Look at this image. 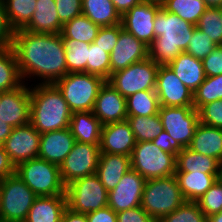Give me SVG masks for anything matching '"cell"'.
<instances>
[{
  "label": "cell",
  "instance_id": "cell-53",
  "mask_svg": "<svg viewBox=\"0 0 222 222\" xmlns=\"http://www.w3.org/2000/svg\"><path fill=\"white\" fill-rule=\"evenodd\" d=\"M116 10L122 16L125 12L133 8L135 5L140 4L144 0H111Z\"/></svg>",
  "mask_w": 222,
  "mask_h": 222
},
{
  "label": "cell",
  "instance_id": "cell-7",
  "mask_svg": "<svg viewBox=\"0 0 222 222\" xmlns=\"http://www.w3.org/2000/svg\"><path fill=\"white\" fill-rule=\"evenodd\" d=\"M176 156L158 148L153 141L136 142L131 158V169L145 180L175 175Z\"/></svg>",
  "mask_w": 222,
  "mask_h": 222
},
{
  "label": "cell",
  "instance_id": "cell-23",
  "mask_svg": "<svg viewBox=\"0 0 222 222\" xmlns=\"http://www.w3.org/2000/svg\"><path fill=\"white\" fill-rule=\"evenodd\" d=\"M36 9L30 22L23 28L33 33H61L63 24L60 22L55 0H37Z\"/></svg>",
  "mask_w": 222,
  "mask_h": 222
},
{
  "label": "cell",
  "instance_id": "cell-8",
  "mask_svg": "<svg viewBox=\"0 0 222 222\" xmlns=\"http://www.w3.org/2000/svg\"><path fill=\"white\" fill-rule=\"evenodd\" d=\"M37 197L17 174L2 179L0 222H24Z\"/></svg>",
  "mask_w": 222,
  "mask_h": 222
},
{
  "label": "cell",
  "instance_id": "cell-49",
  "mask_svg": "<svg viewBox=\"0 0 222 222\" xmlns=\"http://www.w3.org/2000/svg\"><path fill=\"white\" fill-rule=\"evenodd\" d=\"M117 222H156L141 207L127 209L117 213Z\"/></svg>",
  "mask_w": 222,
  "mask_h": 222
},
{
  "label": "cell",
  "instance_id": "cell-48",
  "mask_svg": "<svg viewBox=\"0 0 222 222\" xmlns=\"http://www.w3.org/2000/svg\"><path fill=\"white\" fill-rule=\"evenodd\" d=\"M14 30L10 27L3 0H0V50L12 47Z\"/></svg>",
  "mask_w": 222,
  "mask_h": 222
},
{
  "label": "cell",
  "instance_id": "cell-46",
  "mask_svg": "<svg viewBox=\"0 0 222 222\" xmlns=\"http://www.w3.org/2000/svg\"><path fill=\"white\" fill-rule=\"evenodd\" d=\"M60 22L65 23L82 15V0H55Z\"/></svg>",
  "mask_w": 222,
  "mask_h": 222
},
{
  "label": "cell",
  "instance_id": "cell-47",
  "mask_svg": "<svg viewBox=\"0 0 222 222\" xmlns=\"http://www.w3.org/2000/svg\"><path fill=\"white\" fill-rule=\"evenodd\" d=\"M206 77L222 74V45H217L212 52L202 60Z\"/></svg>",
  "mask_w": 222,
  "mask_h": 222
},
{
  "label": "cell",
  "instance_id": "cell-6",
  "mask_svg": "<svg viewBox=\"0 0 222 222\" xmlns=\"http://www.w3.org/2000/svg\"><path fill=\"white\" fill-rule=\"evenodd\" d=\"M16 174L38 197L66 194L59 166L46 160L35 158L20 163Z\"/></svg>",
  "mask_w": 222,
  "mask_h": 222
},
{
  "label": "cell",
  "instance_id": "cell-28",
  "mask_svg": "<svg viewBox=\"0 0 222 222\" xmlns=\"http://www.w3.org/2000/svg\"><path fill=\"white\" fill-rule=\"evenodd\" d=\"M175 176L184 199L196 202L217 181L219 173L175 172Z\"/></svg>",
  "mask_w": 222,
  "mask_h": 222
},
{
  "label": "cell",
  "instance_id": "cell-59",
  "mask_svg": "<svg viewBox=\"0 0 222 222\" xmlns=\"http://www.w3.org/2000/svg\"><path fill=\"white\" fill-rule=\"evenodd\" d=\"M218 179L222 182V160L219 162V176Z\"/></svg>",
  "mask_w": 222,
  "mask_h": 222
},
{
  "label": "cell",
  "instance_id": "cell-51",
  "mask_svg": "<svg viewBox=\"0 0 222 222\" xmlns=\"http://www.w3.org/2000/svg\"><path fill=\"white\" fill-rule=\"evenodd\" d=\"M88 222H117V213L109 206L86 214Z\"/></svg>",
  "mask_w": 222,
  "mask_h": 222
},
{
  "label": "cell",
  "instance_id": "cell-34",
  "mask_svg": "<svg viewBox=\"0 0 222 222\" xmlns=\"http://www.w3.org/2000/svg\"><path fill=\"white\" fill-rule=\"evenodd\" d=\"M37 0H3L10 27L16 31L23 29L31 20Z\"/></svg>",
  "mask_w": 222,
  "mask_h": 222
},
{
  "label": "cell",
  "instance_id": "cell-50",
  "mask_svg": "<svg viewBox=\"0 0 222 222\" xmlns=\"http://www.w3.org/2000/svg\"><path fill=\"white\" fill-rule=\"evenodd\" d=\"M152 141L158 148L170 154H178L183 149L179 142L164 130Z\"/></svg>",
  "mask_w": 222,
  "mask_h": 222
},
{
  "label": "cell",
  "instance_id": "cell-40",
  "mask_svg": "<svg viewBox=\"0 0 222 222\" xmlns=\"http://www.w3.org/2000/svg\"><path fill=\"white\" fill-rule=\"evenodd\" d=\"M87 73L101 76L105 80L110 78V54L93 42L89 47Z\"/></svg>",
  "mask_w": 222,
  "mask_h": 222
},
{
  "label": "cell",
  "instance_id": "cell-17",
  "mask_svg": "<svg viewBox=\"0 0 222 222\" xmlns=\"http://www.w3.org/2000/svg\"><path fill=\"white\" fill-rule=\"evenodd\" d=\"M15 90L1 92L0 119L13 128L30 123V84Z\"/></svg>",
  "mask_w": 222,
  "mask_h": 222
},
{
  "label": "cell",
  "instance_id": "cell-18",
  "mask_svg": "<svg viewBox=\"0 0 222 222\" xmlns=\"http://www.w3.org/2000/svg\"><path fill=\"white\" fill-rule=\"evenodd\" d=\"M148 58V45L136 39L130 32L123 29L114 49L110 53V76L116 71L127 68L133 63Z\"/></svg>",
  "mask_w": 222,
  "mask_h": 222
},
{
  "label": "cell",
  "instance_id": "cell-38",
  "mask_svg": "<svg viewBox=\"0 0 222 222\" xmlns=\"http://www.w3.org/2000/svg\"><path fill=\"white\" fill-rule=\"evenodd\" d=\"M222 99V74L206 77L204 82L193 92V106H201Z\"/></svg>",
  "mask_w": 222,
  "mask_h": 222
},
{
  "label": "cell",
  "instance_id": "cell-56",
  "mask_svg": "<svg viewBox=\"0 0 222 222\" xmlns=\"http://www.w3.org/2000/svg\"><path fill=\"white\" fill-rule=\"evenodd\" d=\"M207 8H222V0H203Z\"/></svg>",
  "mask_w": 222,
  "mask_h": 222
},
{
  "label": "cell",
  "instance_id": "cell-21",
  "mask_svg": "<svg viewBox=\"0 0 222 222\" xmlns=\"http://www.w3.org/2000/svg\"><path fill=\"white\" fill-rule=\"evenodd\" d=\"M75 143L70 128L41 133L38 158L60 166Z\"/></svg>",
  "mask_w": 222,
  "mask_h": 222
},
{
  "label": "cell",
  "instance_id": "cell-24",
  "mask_svg": "<svg viewBox=\"0 0 222 222\" xmlns=\"http://www.w3.org/2000/svg\"><path fill=\"white\" fill-rule=\"evenodd\" d=\"M66 209V194L37 197L24 222H61Z\"/></svg>",
  "mask_w": 222,
  "mask_h": 222
},
{
  "label": "cell",
  "instance_id": "cell-52",
  "mask_svg": "<svg viewBox=\"0 0 222 222\" xmlns=\"http://www.w3.org/2000/svg\"><path fill=\"white\" fill-rule=\"evenodd\" d=\"M16 174V166L11 161L3 146L0 145V180Z\"/></svg>",
  "mask_w": 222,
  "mask_h": 222
},
{
  "label": "cell",
  "instance_id": "cell-5",
  "mask_svg": "<svg viewBox=\"0 0 222 222\" xmlns=\"http://www.w3.org/2000/svg\"><path fill=\"white\" fill-rule=\"evenodd\" d=\"M107 80L89 73H68L54 84L62 93L70 111H92L99 90Z\"/></svg>",
  "mask_w": 222,
  "mask_h": 222
},
{
  "label": "cell",
  "instance_id": "cell-30",
  "mask_svg": "<svg viewBox=\"0 0 222 222\" xmlns=\"http://www.w3.org/2000/svg\"><path fill=\"white\" fill-rule=\"evenodd\" d=\"M219 173V162L212 157L183 148L176 156V172Z\"/></svg>",
  "mask_w": 222,
  "mask_h": 222
},
{
  "label": "cell",
  "instance_id": "cell-57",
  "mask_svg": "<svg viewBox=\"0 0 222 222\" xmlns=\"http://www.w3.org/2000/svg\"><path fill=\"white\" fill-rule=\"evenodd\" d=\"M207 222H222V211L207 217Z\"/></svg>",
  "mask_w": 222,
  "mask_h": 222
},
{
  "label": "cell",
  "instance_id": "cell-10",
  "mask_svg": "<svg viewBox=\"0 0 222 222\" xmlns=\"http://www.w3.org/2000/svg\"><path fill=\"white\" fill-rule=\"evenodd\" d=\"M159 66L150 58L111 74L107 80L124 98L144 90H155Z\"/></svg>",
  "mask_w": 222,
  "mask_h": 222
},
{
  "label": "cell",
  "instance_id": "cell-32",
  "mask_svg": "<svg viewBox=\"0 0 222 222\" xmlns=\"http://www.w3.org/2000/svg\"><path fill=\"white\" fill-rule=\"evenodd\" d=\"M160 103L155 90L138 91L126 98L127 116H151L159 113Z\"/></svg>",
  "mask_w": 222,
  "mask_h": 222
},
{
  "label": "cell",
  "instance_id": "cell-16",
  "mask_svg": "<svg viewBox=\"0 0 222 222\" xmlns=\"http://www.w3.org/2000/svg\"><path fill=\"white\" fill-rule=\"evenodd\" d=\"M145 182L137 171L130 169L108 192V206L116 213L140 206Z\"/></svg>",
  "mask_w": 222,
  "mask_h": 222
},
{
  "label": "cell",
  "instance_id": "cell-36",
  "mask_svg": "<svg viewBox=\"0 0 222 222\" xmlns=\"http://www.w3.org/2000/svg\"><path fill=\"white\" fill-rule=\"evenodd\" d=\"M136 142L152 141L162 131L163 125L159 114L151 116H127Z\"/></svg>",
  "mask_w": 222,
  "mask_h": 222
},
{
  "label": "cell",
  "instance_id": "cell-15",
  "mask_svg": "<svg viewBox=\"0 0 222 222\" xmlns=\"http://www.w3.org/2000/svg\"><path fill=\"white\" fill-rule=\"evenodd\" d=\"M160 8L159 5L145 1L135 5L121 16L123 29L149 46L156 38L154 20Z\"/></svg>",
  "mask_w": 222,
  "mask_h": 222
},
{
  "label": "cell",
  "instance_id": "cell-44",
  "mask_svg": "<svg viewBox=\"0 0 222 222\" xmlns=\"http://www.w3.org/2000/svg\"><path fill=\"white\" fill-rule=\"evenodd\" d=\"M198 114L199 122L222 129V99L201 106Z\"/></svg>",
  "mask_w": 222,
  "mask_h": 222
},
{
  "label": "cell",
  "instance_id": "cell-11",
  "mask_svg": "<svg viewBox=\"0 0 222 222\" xmlns=\"http://www.w3.org/2000/svg\"><path fill=\"white\" fill-rule=\"evenodd\" d=\"M158 114L163 130L183 148H187L199 123L198 110L194 106H160Z\"/></svg>",
  "mask_w": 222,
  "mask_h": 222
},
{
  "label": "cell",
  "instance_id": "cell-29",
  "mask_svg": "<svg viewBox=\"0 0 222 222\" xmlns=\"http://www.w3.org/2000/svg\"><path fill=\"white\" fill-rule=\"evenodd\" d=\"M82 14L100 27L121 24V15L111 0H82Z\"/></svg>",
  "mask_w": 222,
  "mask_h": 222
},
{
  "label": "cell",
  "instance_id": "cell-37",
  "mask_svg": "<svg viewBox=\"0 0 222 222\" xmlns=\"http://www.w3.org/2000/svg\"><path fill=\"white\" fill-rule=\"evenodd\" d=\"M162 7L195 26L207 9L203 0H167Z\"/></svg>",
  "mask_w": 222,
  "mask_h": 222
},
{
  "label": "cell",
  "instance_id": "cell-54",
  "mask_svg": "<svg viewBox=\"0 0 222 222\" xmlns=\"http://www.w3.org/2000/svg\"><path fill=\"white\" fill-rule=\"evenodd\" d=\"M61 222H88L86 214H80L67 208L62 216Z\"/></svg>",
  "mask_w": 222,
  "mask_h": 222
},
{
  "label": "cell",
  "instance_id": "cell-26",
  "mask_svg": "<svg viewBox=\"0 0 222 222\" xmlns=\"http://www.w3.org/2000/svg\"><path fill=\"white\" fill-rule=\"evenodd\" d=\"M188 148L220 162L222 160V129L199 122Z\"/></svg>",
  "mask_w": 222,
  "mask_h": 222
},
{
  "label": "cell",
  "instance_id": "cell-1",
  "mask_svg": "<svg viewBox=\"0 0 222 222\" xmlns=\"http://www.w3.org/2000/svg\"><path fill=\"white\" fill-rule=\"evenodd\" d=\"M12 48L24 83L32 82L30 79L35 77L41 84H54L68 74L61 33L42 34L19 29L14 31Z\"/></svg>",
  "mask_w": 222,
  "mask_h": 222
},
{
  "label": "cell",
  "instance_id": "cell-13",
  "mask_svg": "<svg viewBox=\"0 0 222 222\" xmlns=\"http://www.w3.org/2000/svg\"><path fill=\"white\" fill-rule=\"evenodd\" d=\"M40 137L41 134L28 123L13 128L2 146L17 167L20 163L38 158Z\"/></svg>",
  "mask_w": 222,
  "mask_h": 222
},
{
  "label": "cell",
  "instance_id": "cell-31",
  "mask_svg": "<svg viewBox=\"0 0 222 222\" xmlns=\"http://www.w3.org/2000/svg\"><path fill=\"white\" fill-rule=\"evenodd\" d=\"M23 84L13 48L0 50V92L15 90Z\"/></svg>",
  "mask_w": 222,
  "mask_h": 222
},
{
  "label": "cell",
  "instance_id": "cell-2",
  "mask_svg": "<svg viewBox=\"0 0 222 222\" xmlns=\"http://www.w3.org/2000/svg\"><path fill=\"white\" fill-rule=\"evenodd\" d=\"M196 26L161 7L154 20V41L148 46V58L158 66H168L185 52Z\"/></svg>",
  "mask_w": 222,
  "mask_h": 222
},
{
  "label": "cell",
  "instance_id": "cell-3",
  "mask_svg": "<svg viewBox=\"0 0 222 222\" xmlns=\"http://www.w3.org/2000/svg\"><path fill=\"white\" fill-rule=\"evenodd\" d=\"M36 83L30 86V123L40 134L69 128L72 112L60 90L55 84Z\"/></svg>",
  "mask_w": 222,
  "mask_h": 222
},
{
  "label": "cell",
  "instance_id": "cell-20",
  "mask_svg": "<svg viewBox=\"0 0 222 222\" xmlns=\"http://www.w3.org/2000/svg\"><path fill=\"white\" fill-rule=\"evenodd\" d=\"M92 113L102 125L127 120L126 98L106 81L99 90Z\"/></svg>",
  "mask_w": 222,
  "mask_h": 222
},
{
  "label": "cell",
  "instance_id": "cell-41",
  "mask_svg": "<svg viewBox=\"0 0 222 222\" xmlns=\"http://www.w3.org/2000/svg\"><path fill=\"white\" fill-rule=\"evenodd\" d=\"M159 222H207V217L200 210L197 202L185 201Z\"/></svg>",
  "mask_w": 222,
  "mask_h": 222
},
{
  "label": "cell",
  "instance_id": "cell-43",
  "mask_svg": "<svg viewBox=\"0 0 222 222\" xmlns=\"http://www.w3.org/2000/svg\"><path fill=\"white\" fill-rule=\"evenodd\" d=\"M216 46L207 34L196 27L185 52L203 60Z\"/></svg>",
  "mask_w": 222,
  "mask_h": 222
},
{
  "label": "cell",
  "instance_id": "cell-25",
  "mask_svg": "<svg viewBox=\"0 0 222 222\" xmlns=\"http://www.w3.org/2000/svg\"><path fill=\"white\" fill-rule=\"evenodd\" d=\"M181 82L194 92L205 80L202 60L182 52L169 65Z\"/></svg>",
  "mask_w": 222,
  "mask_h": 222
},
{
  "label": "cell",
  "instance_id": "cell-14",
  "mask_svg": "<svg viewBox=\"0 0 222 222\" xmlns=\"http://www.w3.org/2000/svg\"><path fill=\"white\" fill-rule=\"evenodd\" d=\"M155 92L160 106H193V92L181 82L169 66H159Z\"/></svg>",
  "mask_w": 222,
  "mask_h": 222
},
{
  "label": "cell",
  "instance_id": "cell-19",
  "mask_svg": "<svg viewBox=\"0 0 222 222\" xmlns=\"http://www.w3.org/2000/svg\"><path fill=\"white\" fill-rule=\"evenodd\" d=\"M136 139L127 120L102 125L100 152L131 156Z\"/></svg>",
  "mask_w": 222,
  "mask_h": 222
},
{
  "label": "cell",
  "instance_id": "cell-45",
  "mask_svg": "<svg viewBox=\"0 0 222 222\" xmlns=\"http://www.w3.org/2000/svg\"><path fill=\"white\" fill-rule=\"evenodd\" d=\"M120 32L121 24L111 27H101L93 43L110 54L117 44Z\"/></svg>",
  "mask_w": 222,
  "mask_h": 222
},
{
  "label": "cell",
  "instance_id": "cell-4",
  "mask_svg": "<svg viewBox=\"0 0 222 222\" xmlns=\"http://www.w3.org/2000/svg\"><path fill=\"white\" fill-rule=\"evenodd\" d=\"M184 199L175 175L146 180L141 207L156 222L181 206Z\"/></svg>",
  "mask_w": 222,
  "mask_h": 222
},
{
  "label": "cell",
  "instance_id": "cell-35",
  "mask_svg": "<svg viewBox=\"0 0 222 222\" xmlns=\"http://www.w3.org/2000/svg\"><path fill=\"white\" fill-rule=\"evenodd\" d=\"M68 73H87L90 43L63 39Z\"/></svg>",
  "mask_w": 222,
  "mask_h": 222
},
{
  "label": "cell",
  "instance_id": "cell-60",
  "mask_svg": "<svg viewBox=\"0 0 222 222\" xmlns=\"http://www.w3.org/2000/svg\"><path fill=\"white\" fill-rule=\"evenodd\" d=\"M0 196H1V180H0Z\"/></svg>",
  "mask_w": 222,
  "mask_h": 222
},
{
  "label": "cell",
  "instance_id": "cell-55",
  "mask_svg": "<svg viewBox=\"0 0 222 222\" xmlns=\"http://www.w3.org/2000/svg\"><path fill=\"white\" fill-rule=\"evenodd\" d=\"M12 129L13 127L10 124L0 119V145H2L4 141L9 137Z\"/></svg>",
  "mask_w": 222,
  "mask_h": 222
},
{
  "label": "cell",
  "instance_id": "cell-42",
  "mask_svg": "<svg viewBox=\"0 0 222 222\" xmlns=\"http://www.w3.org/2000/svg\"><path fill=\"white\" fill-rule=\"evenodd\" d=\"M200 210L209 217L222 211V182L215 183L196 201Z\"/></svg>",
  "mask_w": 222,
  "mask_h": 222
},
{
  "label": "cell",
  "instance_id": "cell-58",
  "mask_svg": "<svg viewBox=\"0 0 222 222\" xmlns=\"http://www.w3.org/2000/svg\"><path fill=\"white\" fill-rule=\"evenodd\" d=\"M144 1L159 5L161 7L167 2V0H144Z\"/></svg>",
  "mask_w": 222,
  "mask_h": 222
},
{
  "label": "cell",
  "instance_id": "cell-22",
  "mask_svg": "<svg viewBox=\"0 0 222 222\" xmlns=\"http://www.w3.org/2000/svg\"><path fill=\"white\" fill-rule=\"evenodd\" d=\"M130 169V156L100 152L96 174L107 192L112 191Z\"/></svg>",
  "mask_w": 222,
  "mask_h": 222
},
{
  "label": "cell",
  "instance_id": "cell-12",
  "mask_svg": "<svg viewBox=\"0 0 222 222\" xmlns=\"http://www.w3.org/2000/svg\"><path fill=\"white\" fill-rule=\"evenodd\" d=\"M100 156L99 144L77 142L59 166L65 186L97 171Z\"/></svg>",
  "mask_w": 222,
  "mask_h": 222
},
{
  "label": "cell",
  "instance_id": "cell-33",
  "mask_svg": "<svg viewBox=\"0 0 222 222\" xmlns=\"http://www.w3.org/2000/svg\"><path fill=\"white\" fill-rule=\"evenodd\" d=\"M100 28L82 14L63 25L61 36L62 39H74L91 44L94 42Z\"/></svg>",
  "mask_w": 222,
  "mask_h": 222
},
{
  "label": "cell",
  "instance_id": "cell-39",
  "mask_svg": "<svg viewBox=\"0 0 222 222\" xmlns=\"http://www.w3.org/2000/svg\"><path fill=\"white\" fill-rule=\"evenodd\" d=\"M196 27L210 37L216 45H222V8H207Z\"/></svg>",
  "mask_w": 222,
  "mask_h": 222
},
{
  "label": "cell",
  "instance_id": "cell-27",
  "mask_svg": "<svg viewBox=\"0 0 222 222\" xmlns=\"http://www.w3.org/2000/svg\"><path fill=\"white\" fill-rule=\"evenodd\" d=\"M69 128L77 142L100 144L102 124L92 111L73 112Z\"/></svg>",
  "mask_w": 222,
  "mask_h": 222
},
{
  "label": "cell",
  "instance_id": "cell-9",
  "mask_svg": "<svg viewBox=\"0 0 222 222\" xmlns=\"http://www.w3.org/2000/svg\"><path fill=\"white\" fill-rule=\"evenodd\" d=\"M66 197L67 208L80 214H88L108 206V192L96 173L68 184Z\"/></svg>",
  "mask_w": 222,
  "mask_h": 222
}]
</instances>
